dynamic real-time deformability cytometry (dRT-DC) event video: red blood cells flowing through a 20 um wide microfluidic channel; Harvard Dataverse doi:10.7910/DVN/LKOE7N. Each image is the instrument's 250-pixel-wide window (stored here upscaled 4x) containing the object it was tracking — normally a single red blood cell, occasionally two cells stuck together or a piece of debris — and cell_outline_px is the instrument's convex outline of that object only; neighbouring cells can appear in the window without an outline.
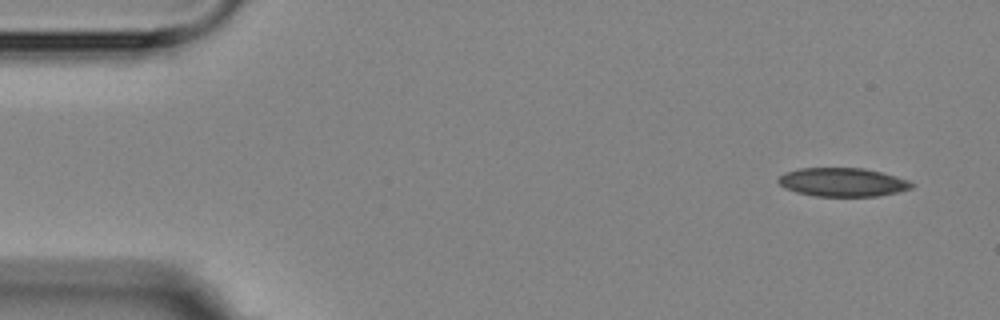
{"species": "Egyptian fruit bat (a non-hibernating species)", "species_latin": "Rousettus aegyptiacus", "temperature_condition": "room temperature", "stored_images_in_passage": 10, "camera_frame_rate_fps": 3000, "um_per_image_px": 0.085, "animal": {"sex": "female"}, "frame": {"image": 1, "passage_image": 1, "time_ms": 0.0, "image_size_px": [1000, 320], "cell_outline_px": [[916, 184], [912, 188], [896, 192], [876, 196], [816, 196], [796, 192], [784, 188], [776, 180], [784, 172], [800, 168], [864, 168], [896, 176], [908, 180]], "centroid_in_image_um": [71.6, 15.48], "position_along_channel_um": 13.4, "area_um2": 22.25}}
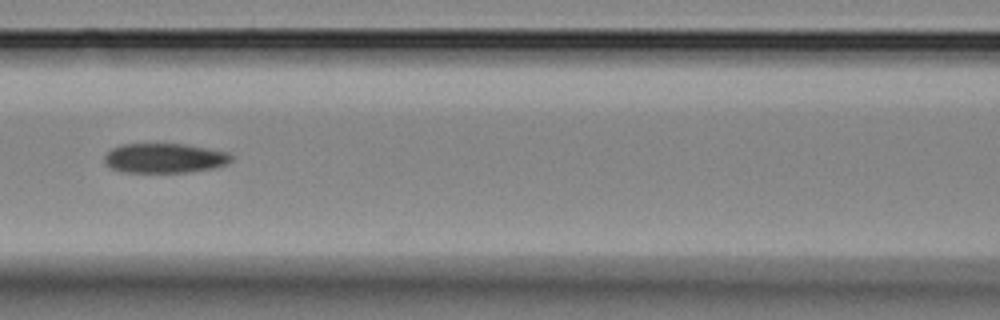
{"frame": {"image": 2, "passage_image": 6, "time_ms": 6.667, "image_size_px": [1000, 320], "cell_outline_px": [[232, 160], [228, 164], [212, 168], [188, 172], [120, 172], [104, 164], [104, 156], [112, 148], [124, 144], [184, 144], [208, 148], [228, 152], [232, 156]], "centroid_in_image_um": [13.98, 13.44], "position_along_channel_um": 152.6, "area_um2": 21.96}}
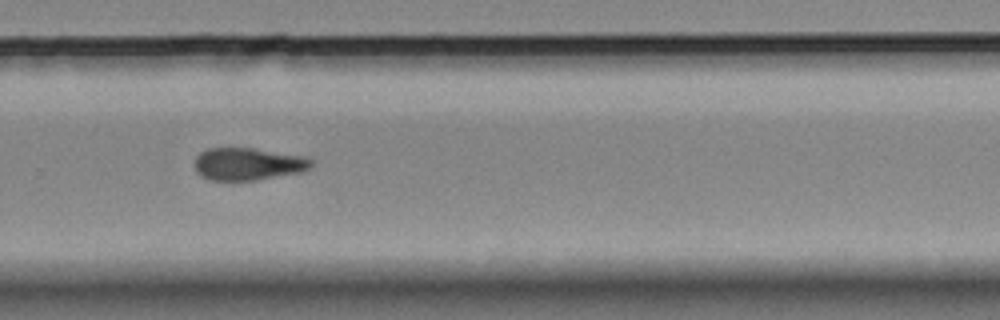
{"frame": {"image": 3, "passage_image": 10, "time_ms": 11.0, "image_size_px": [1000, 320], "cell_outline_px": [[312, 164], [308, 168], [300, 172], [256, 180], [208, 180], [200, 176], [196, 172], [196, 156], [200, 152], [208, 148], [252, 148], [308, 156], [312, 160]], "centroid_in_image_um": [21.08, 13.93], "position_along_channel_um": 308.7, "area_um2": 22.08}}